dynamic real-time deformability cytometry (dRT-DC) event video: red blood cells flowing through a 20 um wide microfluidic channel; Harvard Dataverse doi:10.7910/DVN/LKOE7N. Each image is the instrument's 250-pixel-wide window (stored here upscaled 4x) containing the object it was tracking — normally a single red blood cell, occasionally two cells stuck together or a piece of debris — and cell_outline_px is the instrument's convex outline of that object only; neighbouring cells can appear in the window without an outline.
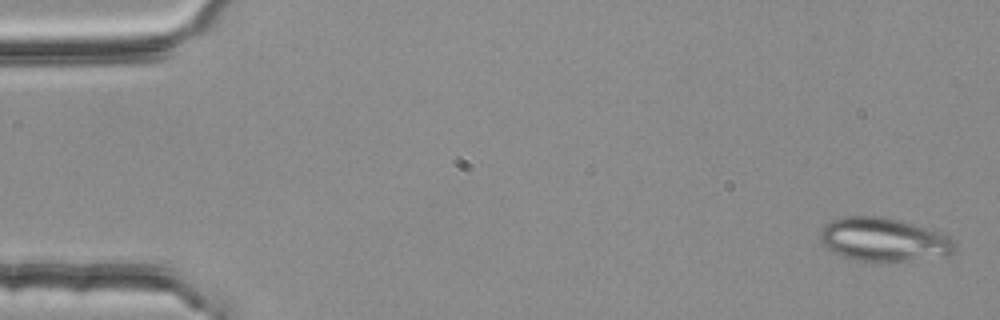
{"species": "common noctule bat (a hibernating species)", "species_latin": "Nyctalus noctula", "temperature_condition": "room temperature", "stored_images_in_passage": 54, "camera_frame_rate_fps": 3000, "um_per_image_px": 0.085, "animal": {"sex": "female", "body_mass_g": 25.1}, "frame": {"image": 1, "passage_image": 2, "time_ms": 0.333, "image_size_px": [1000, 320], "cell_outline_px": [[956, 248], [952, 252], [944, 256], [872, 264], [856, 260], [844, 256], [824, 248], [820, 240], [820, 232], [824, 224], [836, 216], [884, 216], [900, 220], [940, 232], [948, 236], [952, 240]], "centroid_in_image_um": [75.04, 20.37], "position_along_channel_um": 10.0, "area_um2": 34.74}}
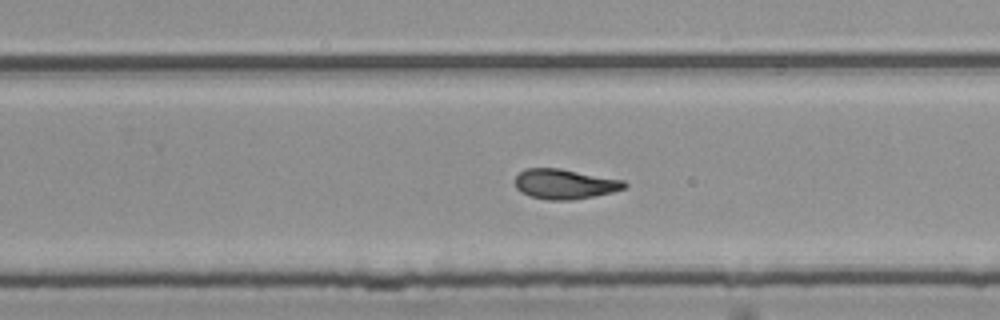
{"frame": {"image": 2, "passage_image": 35, "time_ms": 11.333, "image_size_px": [1000, 320], "cell_outline_px": [[628, 184], [624, 188], [612, 192], [572, 200], [548, 200], [528, 196], [520, 192], [516, 188], [512, 180], [524, 168], [560, 168], [624, 180]], "centroid_in_image_um": [47.94, 15.64], "position_along_channel_um": 281.9, "area_um2": 19.31}}
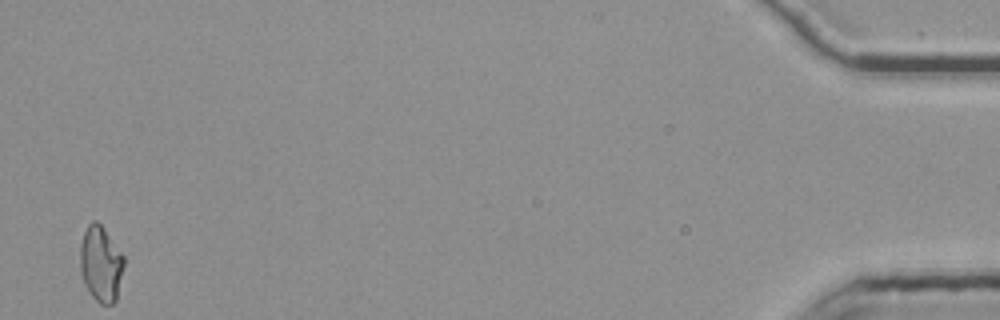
{"frame": {"image": 3, "passage_image": 54, "time_ms": 17.667, "image_size_px": [1000, 320], "cell_outline_px": [[124, 264], [116, 300], [112, 304], [100, 304], [92, 296], [84, 284], [80, 272], [80, 244], [84, 232], [88, 224], [92, 220], [96, 220], [100, 224], [124, 256]], "centroid_in_image_um": [8.55, 22.43], "position_along_channel_um": 426.6, "area_um2": 19.25}, "authors_computed_cell_mechanics": {"area_um2": 19.5075, "velocity_mm_per_s": 3.7626, "shape_relaxation_time_tau1_ms": null, "shape_relaxation_time_tau2_ms": 2.4002, "deformation_change_tau1": null, "deformation_change_tau2": 0.0925}}